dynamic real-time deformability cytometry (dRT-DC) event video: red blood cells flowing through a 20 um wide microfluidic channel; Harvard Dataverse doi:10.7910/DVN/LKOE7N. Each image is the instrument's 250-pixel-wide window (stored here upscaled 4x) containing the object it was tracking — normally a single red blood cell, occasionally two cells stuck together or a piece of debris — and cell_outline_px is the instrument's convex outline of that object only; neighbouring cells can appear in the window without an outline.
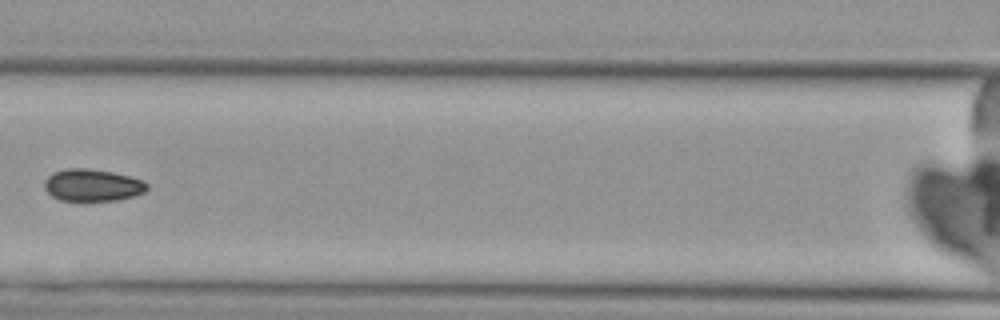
{"species": "Egyptian fruit bat (a non-hibernating species)", "species_latin": "Rousettus aegyptiacus", "temperature_condition": "cold", "stored_images_in_passage": 8, "camera_frame_rate_fps": 3000, "um_per_image_px": 0.085, "animal": {"sex": "female"}, "frame": {"image": 1, "passage_image": 7, "time_ms": 8.0, "image_size_px": [1000, 320], "cell_outline_px": [[148, 188], [144, 192], [132, 196], [116, 200], [84, 204], [60, 200], [52, 196], [44, 188], [44, 180], [48, 176], [56, 172], [68, 168], [88, 168], [112, 172], [144, 180], [148, 184]], "centroid_in_image_um": [7.84, 15.79], "position_along_channel_um": 158.8, "area_um2": 19.83}}
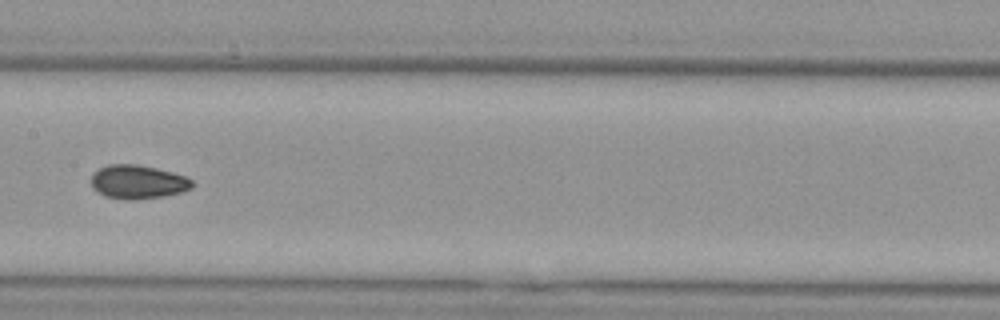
{"frame": {"image": 2, "passage_image": 8, "time_ms": 9.0, "image_size_px": [1000, 320], "cell_outline_px": [[192, 188], [180, 192], [164, 196], [132, 200], [124, 200], [104, 196], [96, 192], [92, 188], [92, 172], [108, 164], [136, 164], [156, 168], [172, 172], [184, 176], [192, 180]], "centroid_in_image_um": [11.67, 15.47], "position_along_channel_um": 195.7, "area_um2": 19.94}}